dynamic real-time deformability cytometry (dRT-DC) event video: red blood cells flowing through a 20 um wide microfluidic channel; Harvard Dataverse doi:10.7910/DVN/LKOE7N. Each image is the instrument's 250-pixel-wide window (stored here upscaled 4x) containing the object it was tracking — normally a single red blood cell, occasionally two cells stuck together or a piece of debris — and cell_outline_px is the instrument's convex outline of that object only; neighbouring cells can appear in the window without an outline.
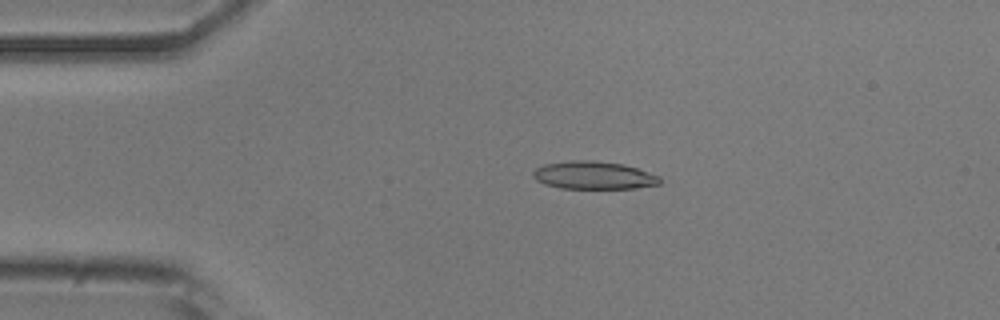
{"species": "common noctule bat (a hibernating species)", "species_latin": "Nyctalus noctula", "temperature_condition": "room temperature", "stored_images_in_passage": 52, "camera_frame_rate_fps": 3000, "um_per_image_px": 0.085, "animal": {"sex": "male", "body_mass_g": 20.5, "forearm_length_mm": 52.5}, "frame": {"image": 1, "passage_image": 11, "time_ms": 3.333, "image_size_px": [1000, 320], "cell_outline_px": [[660, 184], [636, 188], [560, 188], [544, 184], [536, 180], [532, 176], [532, 172], [536, 168], [544, 164], [572, 160], [596, 160], [624, 164], [660, 176]], "centroid_in_image_um": [50.44, 14.89], "position_along_channel_um": 34.6, "area_um2": 20.63}}
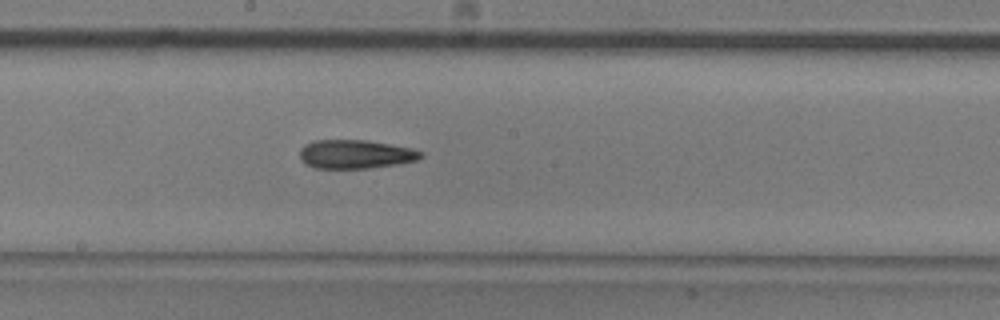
{"frame": {"image": 2, "passage_image": 28, "time_ms": 9.0, "image_size_px": [1000, 320], "cell_outline_px": [[424, 156], [416, 160], [396, 164], [368, 168], [316, 168], [304, 164], [300, 160], [300, 148], [304, 144], [312, 140], [364, 140], [412, 148], [424, 152]], "centroid_in_image_um": [30.18, 13.1], "position_along_channel_um": 218.0, "area_um2": 20.35}}
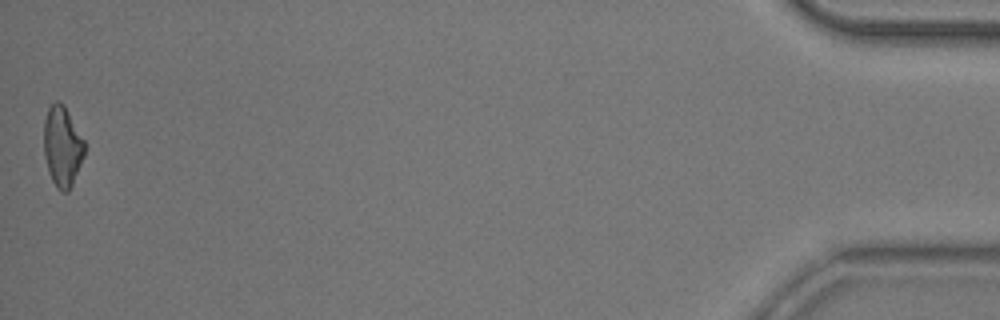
{"frame": {"image": 3, "passage_image": 52, "time_ms": 17.0, "image_size_px": [1000, 320], "cell_outline_px": [[84, 156], [72, 184], [68, 192], [60, 192], [56, 188], [52, 180], [44, 156], [44, 120], [48, 108], [56, 100], [64, 104], [84, 140]], "centroid_in_image_um": [5.29, 12.44], "position_along_channel_um": 429.9, "area_um2": 18.96}, "authors_computed_cell_mechanics": {"area_um2": 20.1722, "velocity_mm_per_s": 3.8695, "shape_relaxation_time_tau1_ms": null, "shape_relaxation_time_tau2_ms": 7.4752, "deformation_change_tau1": null, "deformation_change_tau2": 0.2118}}